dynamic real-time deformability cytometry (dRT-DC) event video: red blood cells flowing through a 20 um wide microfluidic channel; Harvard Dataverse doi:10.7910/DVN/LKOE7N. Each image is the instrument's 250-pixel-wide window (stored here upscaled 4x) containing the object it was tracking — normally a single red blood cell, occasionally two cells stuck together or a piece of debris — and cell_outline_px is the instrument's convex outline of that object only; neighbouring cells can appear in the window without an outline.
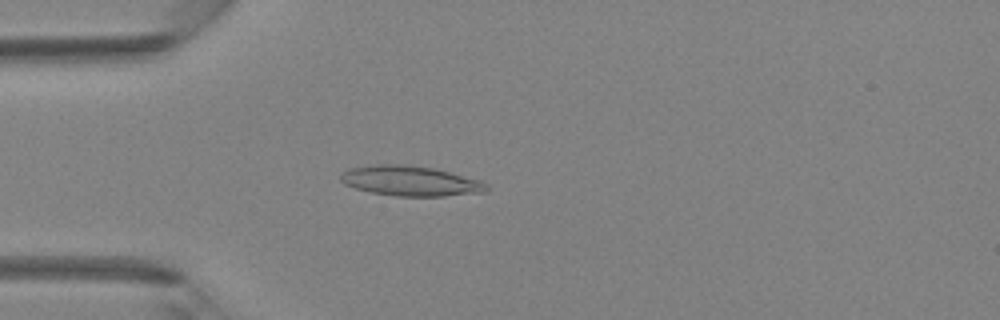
{"species": "Egyptian fruit bat (a non-hibernating species)", "species_latin": "Rousettus aegyptiacus", "temperature_condition": "room temperature", "stored_images_in_passage": 42, "camera_frame_rate_fps": 3000, "um_per_image_px": 0.085, "animal": {"sex": "female"}, "frame": {"image": 1, "passage_image": 12, "time_ms": 3.667, "image_size_px": [1000, 320], "cell_outline_px": [[488, 188], [484, 192], [444, 196], [396, 196], [372, 192], [356, 188], [344, 184], [340, 180], [340, 176], [348, 168], [376, 164], [404, 164], [432, 168], [480, 180], [488, 184]], "centroid_in_image_um": [34.87, 15.38], "position_along_channel_um": 50.1, "area_um2": 25.37}}
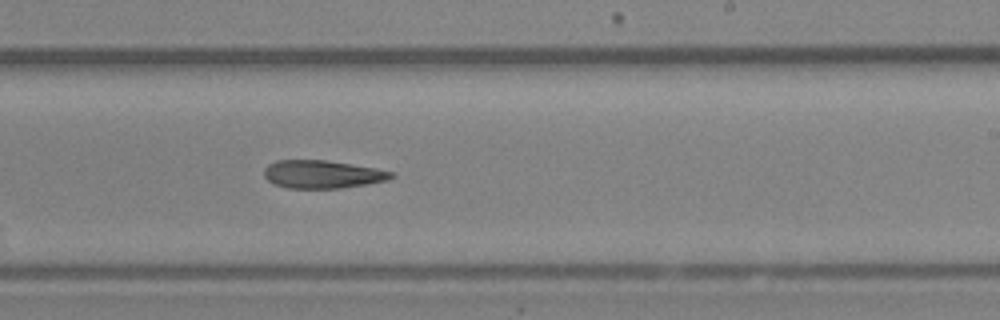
{"frame": {"image": 2, "passage_image": 26, "time_ms": 8.333, "image_size_px": [1000, 320], "cell_outline_px": [[396, 176], [388, 180], [340, 188], [288, 188], [272, 184], [264, 176], [264, 168], [268, 164], [276, 160], [328, 160], [376, 168], [392, 172]], "centroid_in_image_um": [27.37, 14.81], "position_along_channel_um": 261.6, "area_um2": 20.81}}
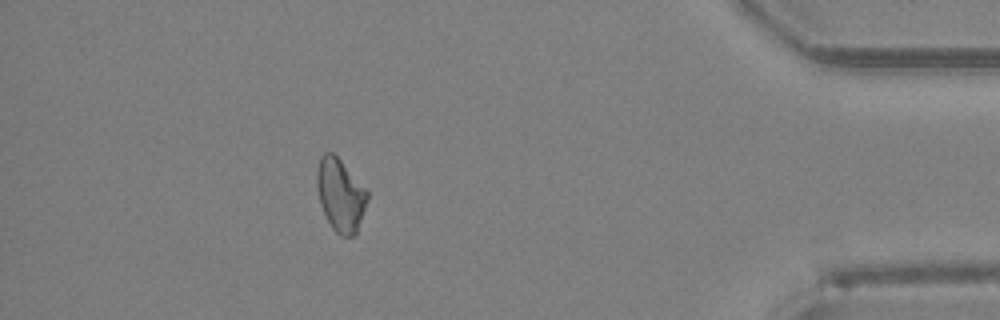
{"frame": {"image": 3, "passage_image": 38, "time_ms": 12.333, "image_size_px": [1000, 320], "cell_outline_px": [[368, 200], [356, 232], [352, 236], [340, 236], [332, 228], [320, 204], [316, 184], [316, 172], [320, 156], [324, 152], [332, 152], [340, 160], [368, 192]], "centroid_in_image_um": [28.91, 16.57], "position_along_channel_um": 406.3, "area_um2": 21.1}}